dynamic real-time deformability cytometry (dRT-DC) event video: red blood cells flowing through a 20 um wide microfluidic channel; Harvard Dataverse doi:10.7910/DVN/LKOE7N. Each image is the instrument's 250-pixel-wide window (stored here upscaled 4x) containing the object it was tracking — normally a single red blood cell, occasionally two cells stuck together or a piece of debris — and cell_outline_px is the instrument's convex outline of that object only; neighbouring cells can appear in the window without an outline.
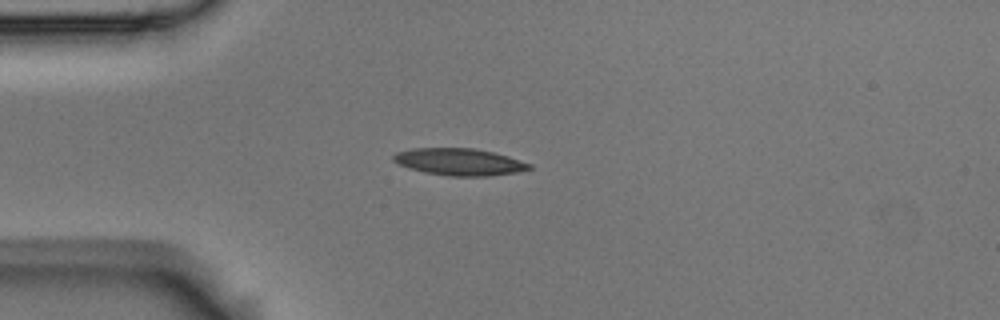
{"species": "Egyptian fruit bat (a non-hibernating species)", "species_latin": "Rousettus aegyptiacus", "temperature_condition": "room temperature", "stored_images_in_passage": 3, "camera_frame_rate_fps": 3000, "um_per_image_px": 0.085, "animal": {"sex": "male"}, "frame": {"image": 1, "passage_image": 3, "time_ms": 0.667, "image_size_px": [1000, 320], "cell_outline_px": [[532, 168], [516, 172], [488, 176], [448, 176], [424, 172], [408, 168], [392, 160], [392, 156], [396, 152], [412, 148], [476, 148], [508, 156], [532, 164]], "centroid_in_image_um": [39.02, 13.75], "position_along_channel_um": 46.0, "area_um2": 21.39}}